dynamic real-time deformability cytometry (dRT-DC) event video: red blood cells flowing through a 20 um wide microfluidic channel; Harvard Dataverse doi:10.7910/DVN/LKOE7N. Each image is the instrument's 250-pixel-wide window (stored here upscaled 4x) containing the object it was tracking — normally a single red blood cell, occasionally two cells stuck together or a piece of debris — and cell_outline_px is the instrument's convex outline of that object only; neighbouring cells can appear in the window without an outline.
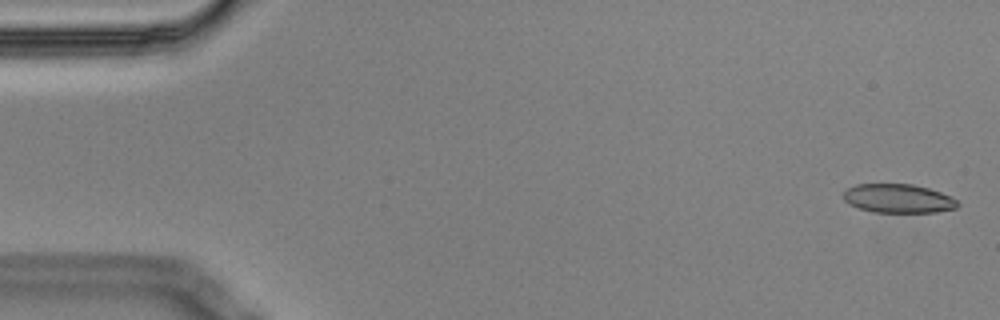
{"species": "Egyptian fruit bat (a non-hibernating species)", "species_latin": "Rousettus aegyptiacus", "temperature_condition": "cold", "stored_images_in_passage": 5, "camera_frame_rate_fps": 3000, "um_per_image_px": 0.085, "animal": {"sex": "male"}, "frame": {"image": 1, "passage_image": 1, "time_ms": 0.0, "image_size_px": [1000, 320], "cell_outline_px": [[960, 204], [956, 208], [936, 212], [872, 212], [848, 204], [844, 200], [844, 192], [848, 188], [856, 184], [912, 184], [928, 188], [940, 192], [956, 200]], "centroid_in_image_um": [76.33, 16.87], "position_along_channel_um": 8.7, "area_um2": 19.07}}